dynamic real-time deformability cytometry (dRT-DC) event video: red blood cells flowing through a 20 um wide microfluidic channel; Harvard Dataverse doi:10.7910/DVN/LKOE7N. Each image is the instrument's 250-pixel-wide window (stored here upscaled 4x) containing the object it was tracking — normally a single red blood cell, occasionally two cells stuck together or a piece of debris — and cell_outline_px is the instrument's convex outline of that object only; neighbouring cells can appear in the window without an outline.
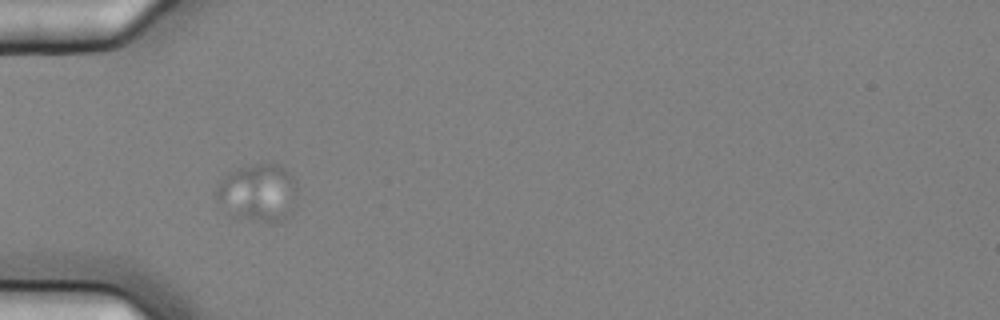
{"species": "common noctule bat (a hibernating species)", "species_latin": "Nyctalus noctula", "temperature_condition": "cold", "stored_images_in_passage": 5, "camera_frame_rate_fps": 3000, "um_per_image_px": 0.085, "animal": {"sex": "female", "body_mass_g": 25.1}, "frame": {"image": 1, "passage_image": 4, "time_ms": 1.0, "image_size_px": [1000, 320], "cell_outline_px": [[296, 204], [292, 212], [284, 220], [268, 224], [236, 220], [216, 200], [216, 184], [224, 176], [240, 168], [260, 164], [276, 164], [284, 168], [296, 180]], "centroid_in_image_um": [21.94, 16.46], "position_along_channel_um": 63.1, "area_um2": 27.92}}
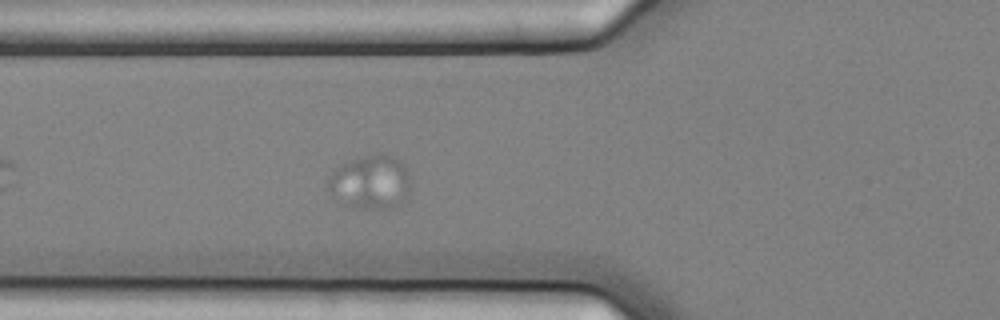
{"frame": {"image": 2, "passage_image": 5, "time_ms": 1.333, "image_size_px": [1000, 320], "cell_outline_px": [[408, 192], [400, 208], [364, 208], [344, 204], [332, 196], [328, 188], [328, 176], [340, 164], [352, 160], [380, 152], [392, 156], [400, 160], [408, 172]], "centroid_in_image_um": [31.49, 15.48], "position_along_channel_um": 94.3, "area_um2": 25.89}}